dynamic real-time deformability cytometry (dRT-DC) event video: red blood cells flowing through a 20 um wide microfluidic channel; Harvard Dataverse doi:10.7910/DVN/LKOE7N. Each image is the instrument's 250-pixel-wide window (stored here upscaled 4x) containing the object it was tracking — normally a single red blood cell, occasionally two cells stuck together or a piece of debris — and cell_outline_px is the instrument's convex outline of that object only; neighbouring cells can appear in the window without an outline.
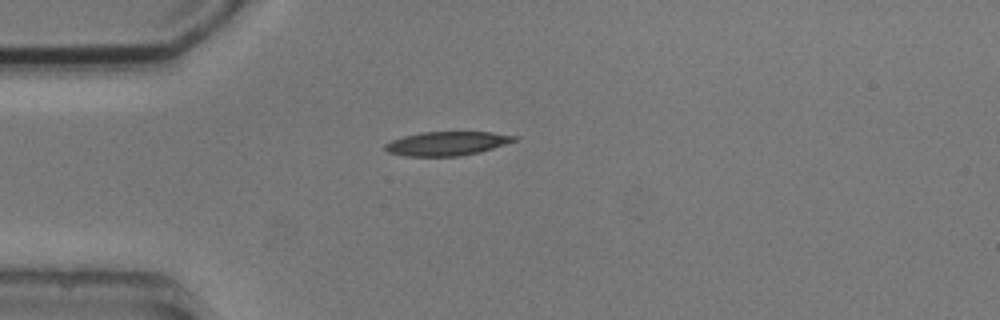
{"species": "common noctule bat (a hibernating species)", "species_latin": "Nyctalus noctula", "temperature_condition": "cold", "stored_images_in_passage": 1, "camera_frame_rate_fps": 3000, "um_per_image_px": 0.085, "animal": {"sex": "male", "body_mass_g": 20.5, "forearm_length_mm": 52.5}, "frame": {"image": 1, "passage_image": 1, "time_ms": 0.0, "image_size_px": [1000, 320], "cell_outline_px": [[520, 136], [516, 140], [480, 152], [460, 156], [404, 156], [388, 152], [384, 148], [384, 144], [392, 140], [404, 136], [420, 132], [492, 132]], "centroid_in_image_um": [37.98, 12.19], "position_along_channel_um": 47.0, "area_um2": 18.03}}